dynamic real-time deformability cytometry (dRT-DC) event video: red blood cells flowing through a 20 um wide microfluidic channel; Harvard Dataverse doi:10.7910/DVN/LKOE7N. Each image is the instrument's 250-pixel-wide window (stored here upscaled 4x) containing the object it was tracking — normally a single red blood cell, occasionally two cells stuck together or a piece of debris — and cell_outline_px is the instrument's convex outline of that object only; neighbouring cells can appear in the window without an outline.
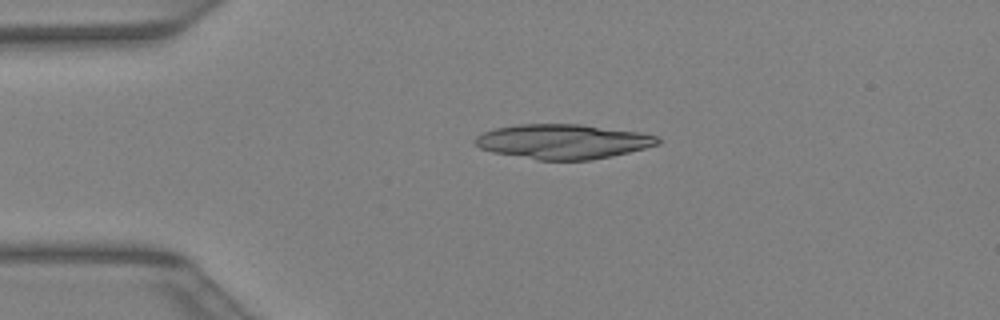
{"species": "Egyptian fruit bat (a non-hibernating species)", "species_latin": "Rousettus aegyptiacus", "temperature_condition": "warm", "stored_images_in_passage": 7, "camera_frame_rate_fps": 3000, "um_per_image_px": 0.085, "animal": {"sex": "female"}, "frame": {"image": 1, "passage_image": 1, "time_ms": 0.0, "image_size_px": [1000, 320], "cell_outline_px": [[660, 144], [612, 156], [588, 160], [536, 160], [492, 152], [480, 148], [472, 140], [476, 136], [484, 132], [496, 128], [520, 124], [580, 124], [644, 132], [660, 136]], "centroid_in_image_um": [47.88, 12.02], "position_along_channel_um": 37.1, "area_um2": 37.17}}